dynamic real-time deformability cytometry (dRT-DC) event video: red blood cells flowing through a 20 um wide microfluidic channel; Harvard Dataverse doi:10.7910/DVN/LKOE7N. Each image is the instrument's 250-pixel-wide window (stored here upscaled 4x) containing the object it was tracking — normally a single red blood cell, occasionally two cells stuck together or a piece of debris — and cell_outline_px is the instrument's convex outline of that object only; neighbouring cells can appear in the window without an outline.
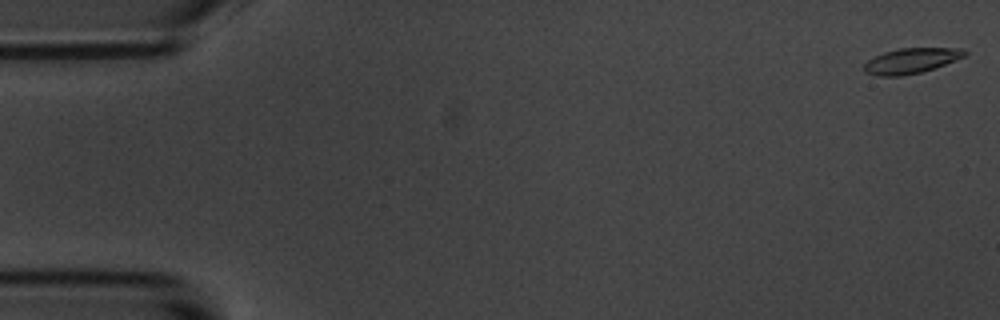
{"species": "common noctule bat (a hibernating species)", "species_latin": "Nyctalus noctula", "temperature_condition": "room temperature", "stored_images_in_passage": 56, "camera_frame_rate_fps": 3000, "um_per_image_px": 0.085, "animal": {"sex": "male", "body_mass_g": 20.1, "forearm_length_mm": 53.5}, "frame": {"image": 1, "passage_image": 1, "time_ms": 0.0, "image_size_px": [1000, 320], "cell_outline_px": [[968, 52], [964, 56], [956, 60], [920, 72], [900, 76], [876, 76], [864, 72], [864, 64], [868, 60], [884, 52], [900, 48], [964, 48]], "centroid_in_image_um": [77.43, 5.16], "position_along_channel_um": 7.6, "area_um2": 14.68}}
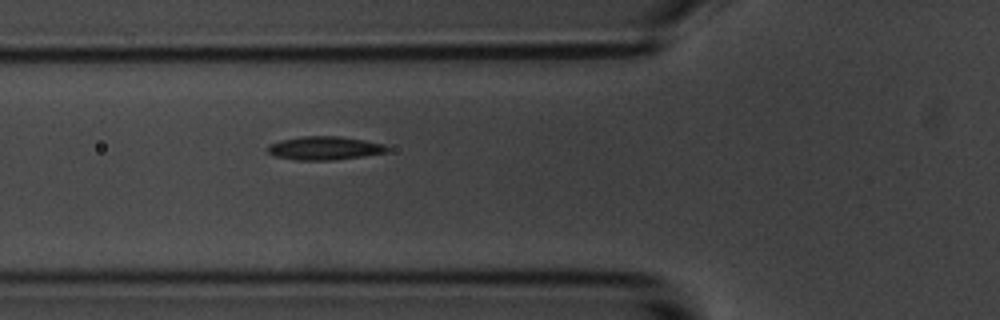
{"frame": {"image": 2, "passage_image": 20, "time_ms": 6.333, "image_size_px": [1000, 320], "cell_outline_px": [[388, 152], [364, 156], [332, 160], [296, 160], [276, 156], [268, 152], [268, 144], [280, 140], [300, 136], [340, 136], [364, 140], [384, 144], [388, 148]], "centroid_in_image_um": [27.58, 12.58], "position_along_channel_um": 98.2, "area_um2": 16.36}}
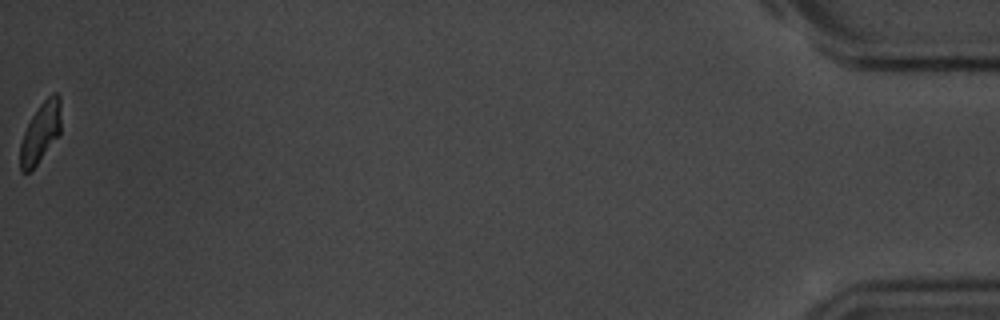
{"frame": {"image": 3, "passage_image": 56, "time_ms": 18.333, "image_size_px": [1000, 320], "cell_outline_px": [[60, 132], [36, 164], [28, 172], [20, 172], [20, 144], [24, 132], [32, 116], [40, 104], [52, 92], [56, 92], [60, 96]], "centroid_in_image_um": [3.43, 11.23], "position_along_channel_um": 431.8, "area_um2": 13.93}, "authors_computed_cell_mechanics": {"area_um2": 15.6638, "velocity_mm_per_s": 3.6061, "shape_relaxation_time_tau1_ms": 2.4327, "shape_relaxation_time_tau2_ms": 3.3462, "deformation_change_tau1": 0.1283, "deformation_change_tau2": 0.0962}}